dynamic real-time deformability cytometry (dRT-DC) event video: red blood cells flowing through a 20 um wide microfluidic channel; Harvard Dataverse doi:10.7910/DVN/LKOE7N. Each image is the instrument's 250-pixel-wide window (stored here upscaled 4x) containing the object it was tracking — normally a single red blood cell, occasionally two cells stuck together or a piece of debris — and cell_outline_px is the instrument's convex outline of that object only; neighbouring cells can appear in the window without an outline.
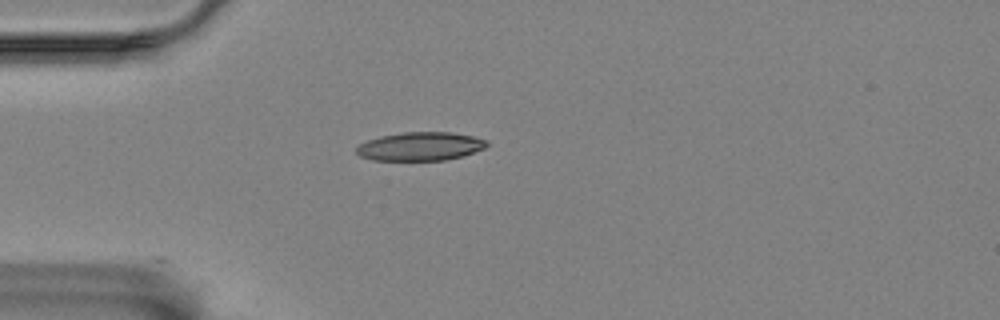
{"species": "Egyptian fruit bat (a non-hibernating species)", "species_latin": "Rousettus aegyptiacus", "temperature_condition": "room temperature", "stored_images_in_passage": 31, "camera_frame_rate_fps": 3000, "um_per_image_px": 0.085, "animal": {"sex": "female"}, "frame": {"image": 1, "passage_image": 1, "time_ms": 0.0, "image_size_px": [1000, 320], "cell_outline_px": [[488, 144], [484, 148], [460, 156], [444, 160], [372, 160], [360, 156], [356, 152], [356, 148], [360, 144], [368, 140], [380, 136], [404, 132], [448, 132], [472, 136], [488, 140]], "centroid_in_image_um": [35.7, 12.44], "position_along_channel_um": 49.3, "area_um2": 21.44}}
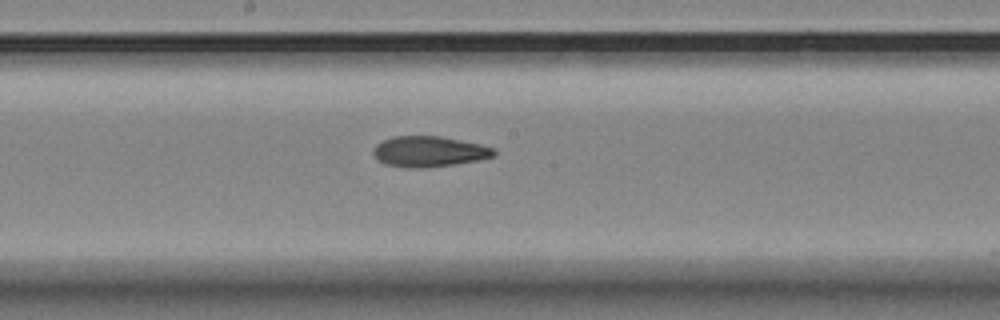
{"frame": {"image": 2, "passage_image": 16, "time_ms": 5.0, "image_size_px": [1000, 320], "cell_outline_px": [[496, 156], [480, 160], [456, 164], [424, 168], [408, 168], [384, 164], [376, 160], [372, 152], [376, 144], [392, 136], [440, 136], [480, 144], [496, 148]], "centroid_in_image_um": [36.48, 12.89], "position_along_channel_um": 211.7, "area_um2": 21.85}}
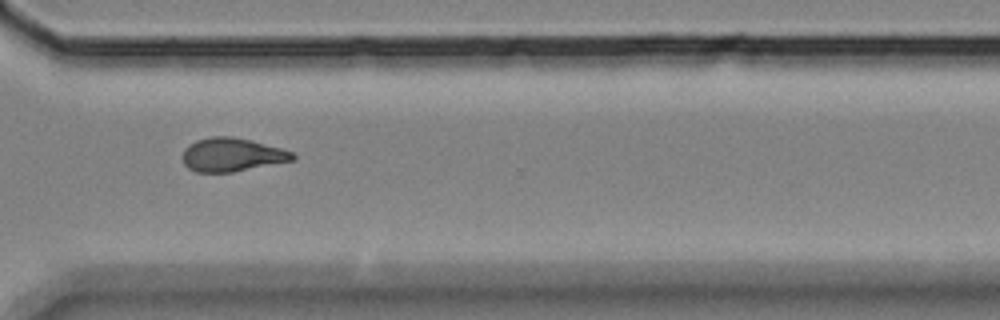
{"frame": {"image": 3, "passage_image": 28, "time_ms": 9.0, "image_size_px": [1000, 320], "cell_outline_px": [[296, 160], [232, 172], [196, 172], [188, 168], [184, 164], [184, 148], [188, 144], [196, 140], [208, 136], [232, 136], [252, 140], [280, 148], [292, 152], [296, 156]], "centroid_in_image_um": [19.72, 13.14], "position_along_channel_um": 350.9, "area_um2": 21.62}, "authors_computed_cell_mechanics": {"area_um2": 21.5016, "velocity_mm_per_s": 3.4826, "shape_relaxation_time_tau1_ms": null, "shape_relaxation_time_tau2_ms": 4.2234, "deformation_change_tau1": null, "deformation_change_tau2": 0.1172}}